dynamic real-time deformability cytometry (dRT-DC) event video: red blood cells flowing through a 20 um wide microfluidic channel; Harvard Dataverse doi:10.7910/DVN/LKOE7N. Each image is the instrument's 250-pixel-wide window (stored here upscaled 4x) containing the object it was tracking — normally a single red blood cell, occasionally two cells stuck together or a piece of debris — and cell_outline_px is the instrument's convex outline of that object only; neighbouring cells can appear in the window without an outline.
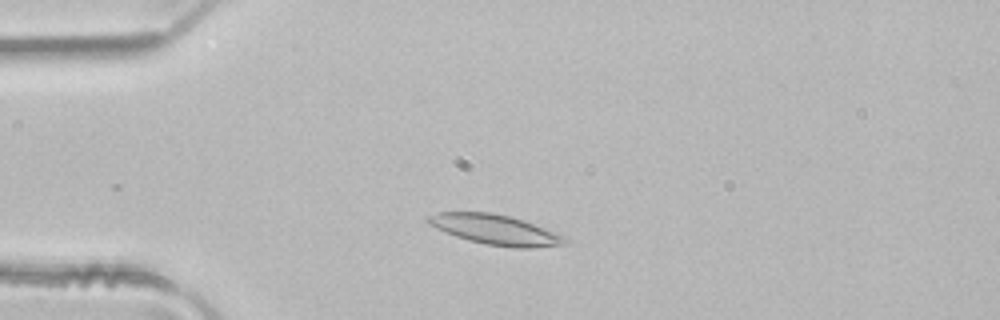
{"species": "common noctule bat (a hibernating species)", "species_latin": "Nyctalus noctula", "temperature_condition": "room temperature", "stored_images_in_passage": 2, "camera_frame_rate_fps": 3000, "um_per_image_px": 0.085, "animal": {"sex": "male", "body_mass_g": 21.5, "forearm_length_mm": 52.0}, "frame": {"image": 1, "passage_image": 1, "time_ms": 0.0, "image_size_px": [1000, 320], "cell_outline_px": [[568, 240], [564, 244], [536, 248], [512, 248], [484, 244], [468, 240], [456, 236], [436, 228], [428, 224], [424, 220], [428, 216], [436, 212], [492, 212], [524, 220], [568, 236]], "centroid_in_image_um": [42.13, 19.53], "position_along_channel_um": 42.9, "area_um2": 24.28}}
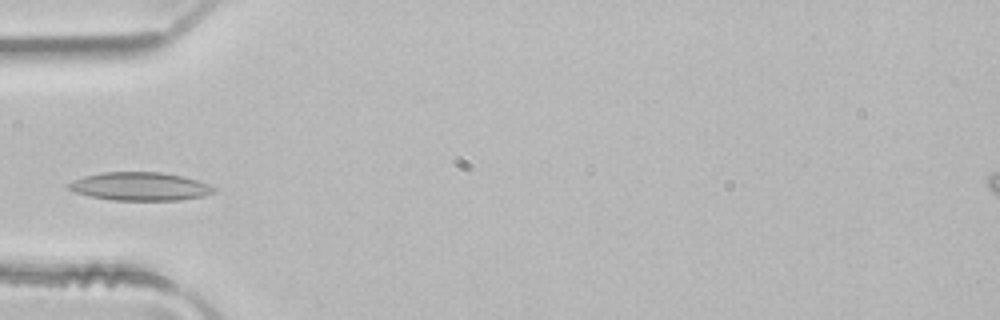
{"frame": {"image": 2, "passage_image": 2, "time_ms": 0.333, "image_size_px": [1000, 320], "cell_outline_px": [[216, 192], [204, 196], [180, 200], [112, 200], [88, 196], [76, 192], [68, 188], [64, 184], [72, 180], [84, 176], [104, 172], [160, 172], [184, 176], [208, 184], [216, 188]], "centroid_in_image_um": [11.89, 15.84], "position_along_channel_um": 73.1, "area_um2": 24.1}}